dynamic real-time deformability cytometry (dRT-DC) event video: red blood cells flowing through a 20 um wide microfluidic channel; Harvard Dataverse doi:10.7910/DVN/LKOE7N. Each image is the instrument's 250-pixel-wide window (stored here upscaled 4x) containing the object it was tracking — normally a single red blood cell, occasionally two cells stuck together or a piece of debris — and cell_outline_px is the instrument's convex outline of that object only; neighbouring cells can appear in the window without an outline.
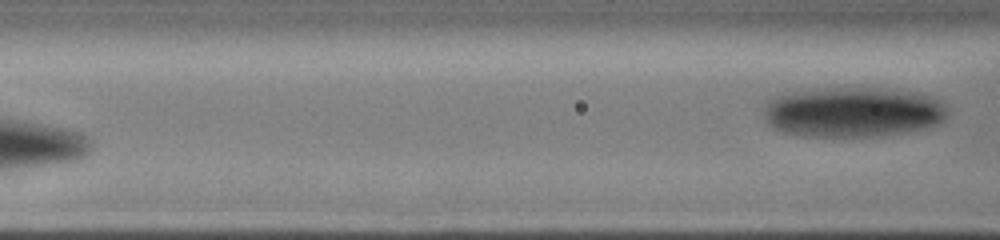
{"species": "human", "species_latin": "Homo sapiens", "temperature_condition": "cold", "stored_images_in_passage": 13, "segment_of_instrument_passage": [2, 2], "camera_frame_rate_fps": 3000, "um_per_image_px": 0.085, "donor": {"sex": "male"}, "frame": {"image": 1, "passage_image": 13, "time_ms": 6.333, "image_size_px": [1000, 240], "cell_outline_px": [[948, 116], [944, 120], [936, 124], [920, 128], [900, 132], [872, 136], [812, 136], [784, 132], [768, 124], [764, 116], [764, 104], [772, 96], [792, 92], [816, 88], [876, 88], [920, 92], [944, 100], [948, 108]], "centroid_in_image_um": [72.52, 9.49], "position_along_channel_um": 94.1, "area_um2": 53.87}}